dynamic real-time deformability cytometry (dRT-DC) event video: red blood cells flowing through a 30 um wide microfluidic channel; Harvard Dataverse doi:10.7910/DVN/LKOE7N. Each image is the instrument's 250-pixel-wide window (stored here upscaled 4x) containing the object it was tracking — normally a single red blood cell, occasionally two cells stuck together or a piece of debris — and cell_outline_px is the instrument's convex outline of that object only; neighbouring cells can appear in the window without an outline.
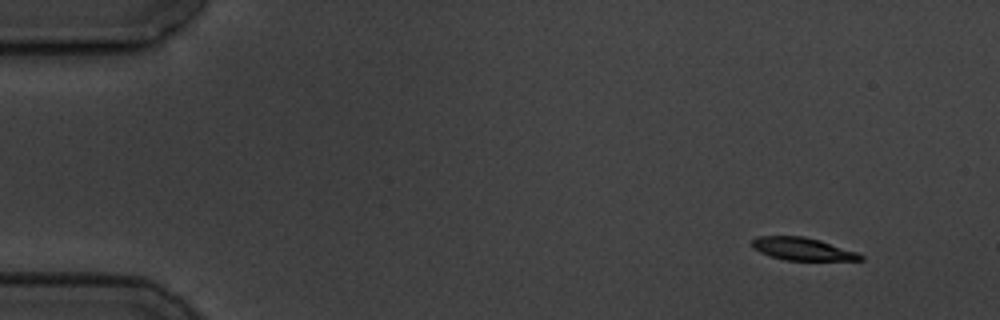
{"species": "common noctule bat (a hibernating species)", "species_latin": "Nyctalus noctula", "temperature_condition": "cold", "stored_images_in_passage": 5, "camera_frame_rate_fps": 3000, "um_per_image_px": 0.085, "animal": {"sex": "male", "body_mass_g": 19.5, "forearm_length_mm": 54.6}, "frame": {"image": 1, "passage_image": 2, "time_ms": 1.0, "image_size_px": [1000, 320], "cell_outline_px": [[864, 260], [784, 260], [760, 252], [752, 248], [752, 240], [756, 236], [804, 236], [820, 240], [856, 252], [864, 256]], "centroid_in_image_um": [68.19, 21.15], "position_along_channel_um": 16.8, "area_um2": 14.22}}